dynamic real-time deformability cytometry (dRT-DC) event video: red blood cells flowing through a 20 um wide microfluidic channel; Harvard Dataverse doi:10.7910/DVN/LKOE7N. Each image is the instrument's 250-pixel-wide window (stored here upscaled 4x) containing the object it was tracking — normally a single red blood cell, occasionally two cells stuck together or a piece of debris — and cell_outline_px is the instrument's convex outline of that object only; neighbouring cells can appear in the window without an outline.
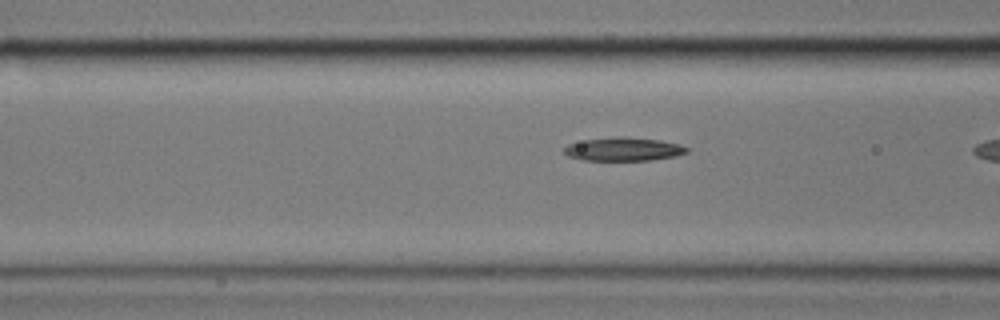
{"species": "common noctule bat (a hibernating species)", "species_latin": "Nyctalus noctula", "temperature_condition": "cold", "stored_images_in_passage": 19, "camera_frame_rate_fps": 3000, "um_per_image_px": 0.085, "animal": {"sex": "male", "body_mass_g": 17.9}, "frame": {"image": 1, "passage_image": 18, "time_ms": 5.667, "image_size_px": [1000, 320], "cell_outline_px": [[688, 152], [676, 156], [652, 160], [584, 160], [568, 156], [564, 152], [564, 148], [568, 144], [584, 140], [620, 136], [624, 136], [660, 140], [680, 144], [688, 148]], "centroid_in_image_um": [53.02, 12.67], "position_along_channel_um": 113.6, "area_um2": 16.76}}